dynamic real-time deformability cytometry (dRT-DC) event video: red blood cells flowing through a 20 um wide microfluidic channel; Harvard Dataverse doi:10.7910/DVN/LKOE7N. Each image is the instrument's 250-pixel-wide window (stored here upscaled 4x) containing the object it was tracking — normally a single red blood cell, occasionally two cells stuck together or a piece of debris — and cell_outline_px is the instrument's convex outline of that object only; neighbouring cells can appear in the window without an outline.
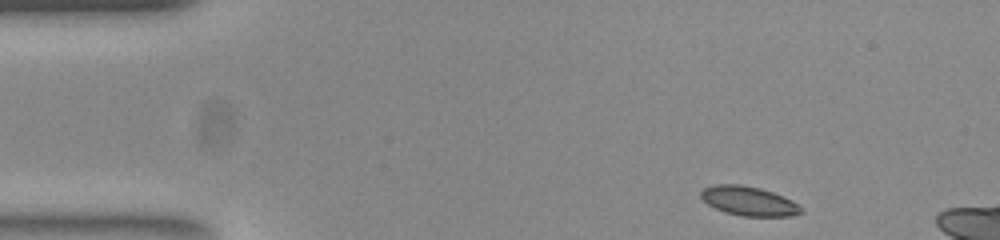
{"species": "common noctule bat (a hibernating species)", "species_latin": "Nyctalus noctula", "temperature_condition": "room temperature", "stored_images_in_passage": 7, "camera_frame_rate_fps": 3000, "um_per_image_px": 0.085, "animal": {"sex": "female", "body_mass_g": 23.0, "forearm_length_mm": 53.4}, "frame": {"image": 1, "passage_image": 1, "time_ms": 0.0, "image_size_px": [1000, 240], "cell_outline_px": [[804, 212], [792, 216], [744, 216], [724, 212], [708, 204], [700, 196], [700, 192], [704, 188], [716, 184], [740, 184], [760, 188], [772, 192], [792, 200]], "centroid_in_image_um": [63.63, 17.08], "position_along_channel_um": 21.4, "area_um2": 16.94}}